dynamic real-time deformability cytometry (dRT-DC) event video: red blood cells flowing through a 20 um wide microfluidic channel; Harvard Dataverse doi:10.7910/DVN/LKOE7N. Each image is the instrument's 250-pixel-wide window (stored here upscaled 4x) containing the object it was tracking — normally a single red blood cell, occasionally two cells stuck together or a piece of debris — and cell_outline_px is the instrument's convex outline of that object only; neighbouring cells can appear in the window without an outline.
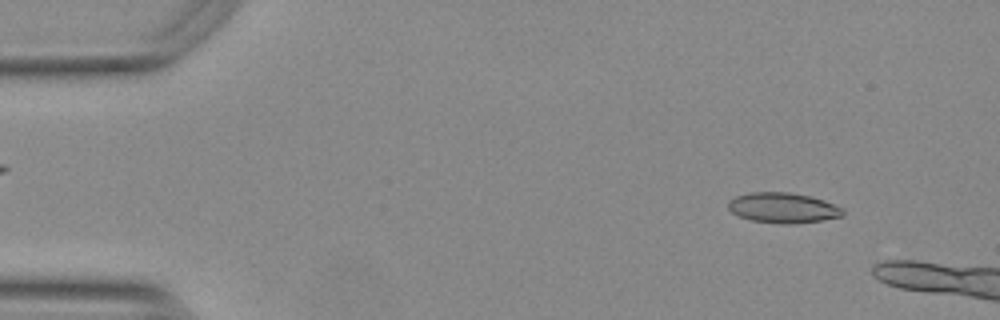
{"species": "Egyptian fruit bat (a non-hibernating species)", "species_latin": "Rousettus aegyptiacus", "temperature_condition": "warm", "stored_images_in_passage": 16, "camera_frame_rate_fps": 3000, "um_per_image_px": 0.085, "animal": {"sex": "female"}, "frame": {"image": 1, "passage_image": 5, "time_ms": 1.333, "image_size_px": [1000, 320], "cell_outline_px": [[844, 216], [820, 220], [788, 224], [784, 224], [752, 220], [740, 216], [732, 212], [728, 208], [728, 200], [736, 196], [752, 192], [788, 192], [808, 196], [824, 200], [844, 208]], "centroid_in_image_um": [66.56, 17.66], "position_along_channel_um": 18.4, "area_um2": 20.06}}
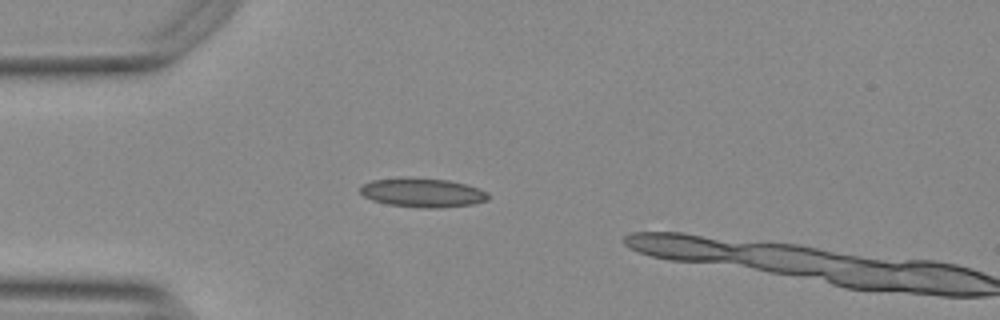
{"frame": {"image": 2, "passage_image": 14, "time_ms": 4.333, "image_size_px": [1000, 320], "cell_outline_px": [[488, 200], [472, 204], [440, 208], [420, 208], [388, 204], [372, 200], [364, 196], [360, 192], [360, 188], [364, 184], [372, 180], [448, 180], [464, 184], [488, 192]], "centroid_in_image_um": [35.95, 16.43], "position_along_channel_um": 49.0, "area_um2": 20.69}}